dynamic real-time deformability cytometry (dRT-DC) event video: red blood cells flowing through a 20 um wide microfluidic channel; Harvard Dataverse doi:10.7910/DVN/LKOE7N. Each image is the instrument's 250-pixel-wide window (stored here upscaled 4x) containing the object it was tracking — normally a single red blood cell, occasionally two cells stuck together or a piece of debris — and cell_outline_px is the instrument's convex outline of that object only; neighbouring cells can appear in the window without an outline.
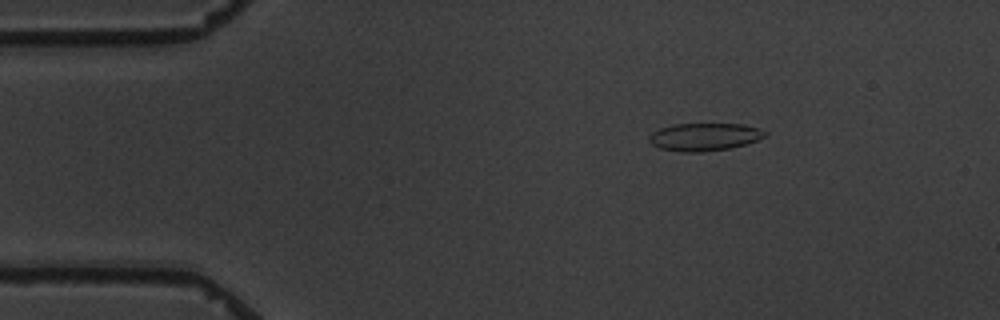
{"species": "common noctule bat (a hibernating species)", "species_latin": "Nyctalus noctula", "temperature_condition": "warm", "stored_images_in_passage": 4, "camera_frame_rate_fps": 3000, "um_per_image_px": 0.085, "animal": {"sex": "male", "body_mass_g": 19.5, "forearm_length_mm": 54.6}, "frame": {"image": 1, "passage_image": 2, "time_ms": 2.0, "image_size_px": [1000, 320], "cell_outline_px": [[768, 132], [764, 136], [756, 140], [744, 144], [728, 148], [700, 152], [680, 152], [660, 148], [652, 144], [648, 140], [648, 136], [652, 132], [660, 128], [672, 124], [744, 124], [760, 128]], "centroid_in_image_um": [59.84, 11.62], "position_along_channel_um": 25.2, "area_um2": 18.67}}